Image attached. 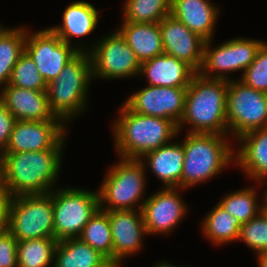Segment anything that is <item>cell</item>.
I'll return each mask as SVG.
<instances>
[{
  "label": "cell",
  "instance_id": "cell-1",
  "mask_svg": "<svg viewBox=\"0 0 267 267\" xmlns=\"http://www.w3.org/2000/svg\"><path fill=\"white\" fill-rule=\"evenodd\" d=\"M65 143L48 150L2 153L3 186L9 195L47 194L57 188Z\"/></svg>",
  "mask_w": 267,
  "mask_h": 267
},
{
  "label": "cell",
  "instance_id": "cell-2",
  "mask_svg": "<svg viewBox=\"0 0 267 267\" xmlns=\"http://www.w3.org/2000/svg\"><path fill=\"white\" fill-rule=\"evenodd\" d=\"M117 114L111 127L118 157L140 159L179 135L174 121L135 113L124 103Z\"/></svg>",
  "mask_w": 267,
  "mask_h": 267
},
{
  "label": "cell",
  "instance_id": "cell-3",
  "mask_svg": "<svg viewBox=\"0 0 267 267\" xmlns=\"http://www.w3.org/2000/svg\"><path fill=\"white\" fill-rule=\"evenodd\" d=\"M227 89V80L205 78L197 72L187 87L179 133L184 125H190L188 133L228 135Z\"/></svg>",
  "mask_w": 267,
  "mask_h": 267
},
{
  "label": "cell",
  "instance_id": "cell-4",
  "mask_svg": "<svg viewBox=\"0 0 267 267\" xmlns=\"http://www.w3.org/2000/svg\"><path fill=\"white\" fill-rule=\"evenodd\" d=\"M229 138V135L186 133L181 142L184 149L182 189L207 183L235 162V147Z\"/></svg>",
  "mask_w": 267,
  "mask_h": 267
},
{
  "label": "cell",
  "instance_id": "cell-5",
  "mask_svg": "<svg viewBox=\"0 0 267 267\" xmlns=\"http://www.w3.org/2000/svg\"><path fill=\"white\" fill-rule=\"evenodd\" d=\"M92 82L89 52H79L47 84L49 108L66 125L87 110V95Z\"/></svg>",
  "mask_w": 267,
  "mask_h": 267
},
{
  "label": "cell",
  "instance_id": "cell-6",
  "mask_svg": "<svg viewBox=\"0 0 267 267\" xmlns=\"http://www.w3.org/2000/svg\"><path fill=\"white\" fill-rule=\"evenodd\" d=\"M146 180V170L139 159L119 157L118 163L110 166L97 190L99 209L141 210L146 200L143 198Z\"/></svg>",
  "mask_w": 267,
  "mask_h": 267
},
{
  "label": "cell",
  "instance_id": "cell-7",
  "mask_svg": "<svg viewBox=\"0 0 267 267\" xmlns=\"http://www.w3.org/2000/svg\"><path fill=\"white\" fill-rule=\"evenodd\" d=\"M52 190L54 239L79 238L84 226L99 209L98 191L69 186Z\"/></svg>",
  "mask_w": 267,
  "mask_h": 267
},
{
  "label": "cell",
  "instance_id": "cell-8",
  "mask_svg": "<svg viewBox=\"0 0 267 267\" xmlns=\"http://www.w3.org/2000/svg\"><path fill=\"white\" fill-rule=\"evenodd\" d=\"M7 230L18 241L54 238L52 191L11 197Z\"/></svg>",
  "mask_w": 267,
  "mask_h": 267
},
{
  "label": "cell",
  "instance_id": "cell-9",
  "mask_svg": "<svg viewBox=\"0 0 267 267\" xmlns=\"http://www.w3.org/2000/svg\"><path fill=\"white\" fill-rule=\"evenodd\" d=\"M226 118L228 135L235 140L250 131L267 127V93L250 88L239 79L229 80Z\"/></svg>",
  "mask_w": 267,
  "mask_h": 267
},
{
  "label": "cell",
  "instance_id": "cell-10",
  "mask_svg": "<svg viewBox=\"0 0 267 267\" xmlns=\"http://www.w3.org/2000/svg\"><path fill=\"white\" fill-rule=\"evenodd\" d=\"M91 58L92 79L138 78L140 62L126 41L115 32L87 46Z\"/></svg>",
  "mask_w": 267,
  "mask_h": 267
},
{
  "label": "cell",
  "instance_id": "cell-11",
  "mask_svg": "<svg viewBox=\"0 0 267 267\" xmlns=\"http://www.w3.org/2000/svg\"><path fill=\"white\" fill-rule=\"evenodd\" d=\"M212 40L204 45L203 61L198 73L210 79L231 80L230 72H243L254 61L256 53L265 42L259 39L236 37L212 47Z\"/></svg>",
  "mask_w": 267,
  "mask_h": 267
},
{
  "label": "cell",
  "instance_id": "cell-12",
  "mask_svg": "<svg viewBox=\"0 0 267 267\" xmlns=\"http://www.w3.org/2000/svg\"><path fill=\"white\" fill-rule=\"evenodd\" d=\"M80 45L71 46L65 43L49 27L35 32H30L27 28L25 52L35 62L47 84L79 52H87V44Z\"/></svg>",
  "mask_w": 267,
  "mask_h": 267
},
{
  "label": "cell",
  "instance_id": "cell-13",
  "mask_svg": "<svg viewBox=\"0 0 267 267\" xmlns=\"http://www.w3.org/2000/svg\"><path fill=\"white\" fill-rule=\"evenodd\" d=\"M182 188H161L146 197L141 213L147 235H168L187 215L188 206L182 199Z\"/></svg>",
  "mask_w": 267,
  "mask_h": 267
},
{
  "label": "cell",
  "instance_id": "cell-14",
  "mask_svg": "<svg viewBox=\"0 0 267 267\" xmlns=\"http://www.w3.org/2000/svg\"><path fill=\"white\" fill-rule=\"evenodd\" d=\"M187 87L147 85L132 93L123 103L133 112L166 118L179 124L182 119Z\"/></svg>",
  "mask_w": 267,
  "mask_h": 267
},
{
  "label": "cell",
  "instance_id": "cell-15",
  "mask_svg": "<svg viewBox=\"0 0 267 267\" xmlns=\"http://www.w3.org/2000/svg\"><path fill=\"white\" fill-rule=\"evenodd\" d=\"M62 120H16L6 150L19 153L59 148L67 139L68 127Z\"/></svg>",
  "mask_w": 267,
  "mask_h": 267
},
{
  "label": "cell",
  "instance_id": "cell-16",
  "mask_svg": "<svg viewBox=\"0 0 267 267\" xmlns=\"http://www.w3.org/2000/svg\"><path fill=\"white\" fill-rule=\"evenodd\" d=\"M164 54L186 62L196 72L203 61L204 40L171 15L159 22Z\"/></svg>",
  "mask_w": 267,
  "mask_h": 267
},
{
  "label": "cell",
  "instance_id": "cell-17",
  "mask_svg": "<svg viewBox=\"0 0 267 267\" xmlns=\"http://www.w3.org/2000/svg\"><path fill=\"white\" fill-rule=\"evenodd\" d=\"M106 212L112 232L113 259L123 262L130 255L141 252L143 239L147 235L141 210Z\"/></svg>",
  "mask_w": 267,
  "mask_h": 267
},
{
  "label": "cell",
  "instance_id": "cell-18",
  "mask_svg": "<svg viewBox=\"0 0 267 267\" xmlns=\"http://www.w3.org/2000/svg\"><path fill=\"white\" fill-rule=\"evenodd\" d=\"M0 100L16 120L46 121L60 120L51 112L46 91L2 86Z\"/></svg>",
  "mask_w": 267,
  "mask_h": 267
},
{
  "label": "cell",
  "instance_id": "cell-19",
  "mask_svg": "<svg viewBox=\"0 0 267 267\" xmlns=\"http://www.w3.org/2000/svg\"><path fill=\"white\" fill-rule=\"evenodd\" d=\"M236 141L240 144L234 148L237 168L256 184L267 181V127L250 131Z\"/></svg>",
  "mask_w": 267,
  "mask_h": 267
},
{
  "label": "cell",
  "instance_id": "cell-20",
  "mask_svg": "<svg viewBox=\"0 0 267 267\" xmlns=\"http://www.w3.org/2000/svg\"><path fill=\"white\" fill-rule=\"evenodd\" d=\"M220 7L209 0H171L170 15L204 40H214Z\"/></svg>",
  "mask_w": 267,
  "mask_h": 267
},
{
  "label": "cell",
  "instance_id": "cell-21",
  "mask_svg": "<svg viewBox=\"0 0 267 267\" xmlns=\"http://www.w3.org/2000/svg\"><path fill=\"white\" fill-rule=\"evenodd\" d=\"M197 72L186 62L162 54L141 63L140 76L151 86L188 87Z\"/></svg>",
  "mask_w": 267,
  "mask_h": 267
},
{
  "label": "cell",
  "instance_id": "cell-22",
  "mask_svg": "<svg viewBox=\"0 0 267 267\" xmlns=\"http://www.w3.org/2000/svg\"><path fill=\"white\" fill-rule=\"evenodd\" d=\"M147 170L161 180L164 188H181L184 149L181 142L171 141L139 159Z\"/></svg>",
  "mask_w": 267,
  "mask_h": 267
},
{
  "label": "cell",
  "instance_id": "cell-23",
  "mask_svg": "<svg viewBox=\"0 0 267 267\" xmlns=\"http://www.w3.org/2000/svg\"><path fill=\"white\" fill-rule=\"evenodd\" d=\"M62 24L50 29L65 43L73 46L72 38H80L93 33L99 22V11L92 3L76 1L66 6ZM73 42V44H72Z\"/></svg>",
  "mask_w": 267,
  "mask_h": 267
},
{
  "label": "cell",
  "instance_id": "cell-24",
  "mask_svg": "<svg viewBox=\"0 0 267 267\" xmlns=\"http://www.w3.org/2000/svg\"><path fill=\"white\" fill-rule=\"evenodd\" d=\"M116 31L126 41L140 64L164 54L159 23L123 22Z\"/></svg>",
  "mask_w": 267,
  "mask_h": 267
},
{
  "label": "cell",
  "instance_id": "cell-25",
  "mask_svg": "<svg viewBox=\"0 0 267 267\" xmlns=\"http://www.w3.org/2000/svg\"><path fill=\"white\" fill-rule=\"evenodd\" d=\"M106 258L80 238L57 242L53 267H97Z\"/></svg>",
  "mask_w": 267,
  "mask_h": 267
},
{
  "label": "cell",
  "instance_id": "cell-26",
  "mask_svg": "<svg viewBox=\"0 0 267 267\" xmlns=\"http://www.w3.org/2000/svg\"><path fill=\"white\" fill-rule=\"evenodd\" d=\"M202 220V234L214 245H225L238 240L242 224L225 211L219 203Z\"/></svg>",
  "mask_w": 267,
  "mask_h": 267
},
{
  "label": "cell",
  "instance_id": "cell-27",
  "mask_svg": "<svg viewBox=\"0 0 267 267\" xmlns=\"http://www.w3.org/2000/svg\"><path fill=\"white\" fill-rule=\"evenodd\" d=\"M27 28L0 25V88L7 85L12 69L25 52Z\"/></svg>",
  "mask_w": 267,
  "mask_h": 267
},
{
  "label": "cell",
  "instance_id": "cell-28",
  "mask_svg": "<svg viewBox=\"0 0 267 267\" xmlns=\"http://www.w3.org/2000/svg\"><path fill=\"white\" fill-rule=\"evenodd\" d=\"M257 187H244L226 194L218 202L231 216L237 218L241 224L247 223L263 209L262 198L259 203ZM258 198V199H257Z\"/></svg>",
  "mask_w": 267,
  "mask_h": 267
},
{
  "label": "cell",
  "instance_id": "cell-29",
  "mask_svg": "<svg viewBox=\"0 0 267 267\" xmlns=\"http://www.w3.org/2000/svg\"><path fill=\"white\" fill-rule=\"evenodd\" d=\"M79 238L106 259H113L112 232L106 211L98 209L84 226Z\"/></svg>",
  "mask_w": 267,
  "mask_h": 267
},
{
  "label": "cell",
  "instance_id": "cell-30",
  "mask_svg": "<svg viewBox=\"0 0 267 267\" xmlns=\"http://www.w3.org/2000/svg\"><path fill=\"white\" fill-rule=\"evenodd\" d=\"M54 238H38L18 241V267H49L54 265V252L57 245Z\"/></svg>",
  "mask_w": 267,
  "mask_h": 267
},
{
  "label": "cell",
  "instance_id": "cell-31",
  "mask_svg": "<svg viewBox=\"0 0 267 267\" xmlns=\"http://www.w3.org/2000/svg\"><path fill=\"white\" fill-rule=\"evenodd\" d=\"M122 8V22L159 23L170 15L171 0H126Z\"/></svg>",
  "mask_w": 267,
  "mask_h": 267
},
{
  "label": "cell",
  "instance_id": "cell-32",
  "mask_svg": "<svg viewBox=\"0 0 267 267\" xmlns=\"http://www.w3.org/2000/svg\"><path fill=\"white\" fill-rule=\"evenodd\" d=\"M38 91H47V83L37 69L35 62L24 52L12 69L7 85Z\"/></svg>",
  "mask_w": 267,
  "mask_h": 267
},
{
  "label": "cell",
  "instance_id": "cell-33",
  "mask_svg": "<svg viewBox=\"0 0 267 267\" xmlns=\"http://www.w3.org/2000/svg\"><path fill=\"white\" fill-rule=\"evenodd\" d=\"M238 241L244 242L255 255L267 252V214L263 210L242 224Z\"/></svg>",
  "mask_w": 267,
  "mask_h": 267
},
{
  "label": "cell",
  "instance_id": "cell-34",
  "mask_svg": "<svg viewBox=\"0 0 267 267\" xmlns=\"http://www.w3.org/2000/svg\"><path fill=\"white\" fill-rule=\"evenodd\" d=\"M239 80L250 88L267 93V42L258 49L254 61Z\"/></svg>",
  "mask_w": 267,
  "mask_h": 267
},
{
  "label": "cell",
  "instance_id": "cell-35",
  "mask_svg": "<svg viewBox=\"0 0 267 267\" xmlns=\"http://www.w3.org/2000/svg\"><path fill=\"white\" fill-rule=\"evenodd\" d=\"M17 243L7 229L0 231V267H18Z\"/></svg>",
  "mask_w": 267,
  "mask_h": 267
},
{
  "label": "cell",
  "instance_id": "cell-36",
  "mask_svg": "<svg viewBox=\"0 0 267 267\" xmlns=\"http://www.w3.org/2000/svg\"><path fill=\"white\" fill-rule=\"evenodd\" d=\"M15 117L0 100V153L2 154L8 145L10 135L13 131Z\"/></svg>",
  "mask_w": 267,
  "mask_h": 267
},
{
  "label": "cell",
  "instance_id": "cell-37",
  "mask_svg": "<svg viewBox=\"0 0 267 267\" xmlns=\"http://www.w3.org/2000/svg\"><path fill=\"white\" fill-rule=\"evenodd\" d=\"M10 200L9 193L4 188L0 189V231L7 229Z\"/></svg>",
  "mask_w": 267,
  "mask_h": 267
},
{
  "label": "cell",
  "instance_id": "cell-38",
  "mask_svg": "<svg viewBox=\"0 0 267 267\" xmlns=\"http://www.w3.org/2000/svg\"><path fill=\"white\" fill-rule=\"evenodd\" d=\"M122 261L116 259H106L97 267H121Z\"/></svg>",
  "mask_w": 267,
  "mask_h": 267
},
{
  "label": "cell",
  "instance_id": "cell-39",
  "mask_svg": "<svg viewBox=\"0 0 267 267\" xmlns=\"http://www.w3.org/2000/svg\"><path fill=\"white\" fill-rule=\"evenodd\" d=\"M256 256V260L258 259V266L267 267V252L257 254Z\"/></svg>",
  "mask_w": 267,
  "mask_h": 267
},
{
  "label": "cell",
  "instance_id": "cell-40",
  "mask_svg": "<svg viewBox=\"0 0 267 267\" xmlns=\"http://www.w3.org/2000/svg\"><path fill=\"white\" fill-rule=\"evenodd\" d=\"M261 184H263V185H267V181L262 182V183L258 184L257 186H258V187H259V186L262 187ZM262 197H263V198H262V204H263V209H262V210H263L264 212H267V189L264 191Z\"/></svg>",
  "mask_w": 267,
  "mask_h": 267
},
{
  "label": "cell",
  "instance_id": "cell-41",
  "mask_svg": "<svg viewBox=\"0 0 267 267\" xmlns=\"http://www.w3.org/2000/svg\"><path fill=\"white\" fill-rule=\"evenodd\" d=\"M153 267H178V266L162 260V261H158L157 263H155V265H153Z\"/></svg>",
  "mask_w": 267,
  "mask_h": 267
},
{
  "label": "cell",
  "instance_id": "cell-42",
  "mask_svg": "<svg viewBox=\"0 0 267 267\" xmlns=\"http://www.w3.org/2000/svg\"><path fill=\"white\" fill-rule=\"evenodd\" d=\"M3 170H2V155L0 153V189H3Z\"/></svg>",
  "mask_w": 267,
  "mask_h": 267
}]
</instances>
